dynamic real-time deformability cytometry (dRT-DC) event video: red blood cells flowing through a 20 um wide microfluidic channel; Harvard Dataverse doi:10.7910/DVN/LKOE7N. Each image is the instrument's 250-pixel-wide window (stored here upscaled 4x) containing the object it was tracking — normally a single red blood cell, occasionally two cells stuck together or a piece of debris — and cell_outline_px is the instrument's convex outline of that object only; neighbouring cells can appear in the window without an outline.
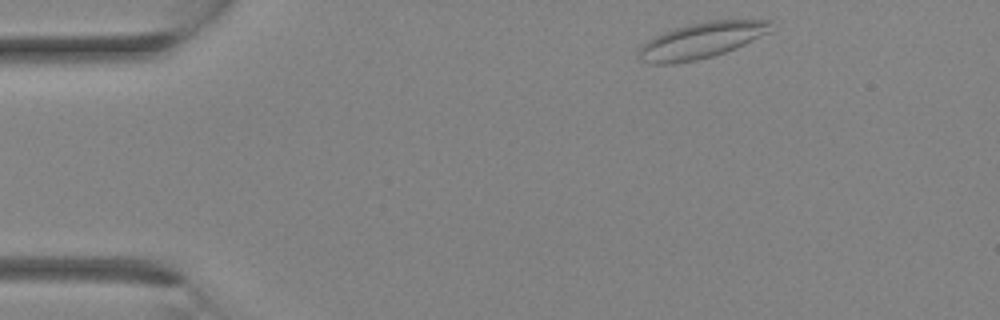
{"species": "Egyptian fruit bat (a non-hibernating species)", "species_latin": "Rousettus aegyptiacus", "temperature_condition": "room temperature", "stored_images_in_passage": 27, "camera_frame_rate_fps": 3000, "um_per_image_px": 0.085, "animal": {"sex": "female"}, "frame": {"image": 1, "passage_image": 1, "time_ms": 0.0, "image_size_px": [1000, 320], "cell_outline_px": [[772, 20], [768, 32], [736, 48], [712, 56], [696, 60], [672, 64], [652, 64], [640, 60], [640, 48], [648, 40], [664, 32], [688, 24], [708, 20]], "centroid_in_image_um": [59.6, 3.44], "position_along_channel_um": 25.4, "area_um2": 27.11}}
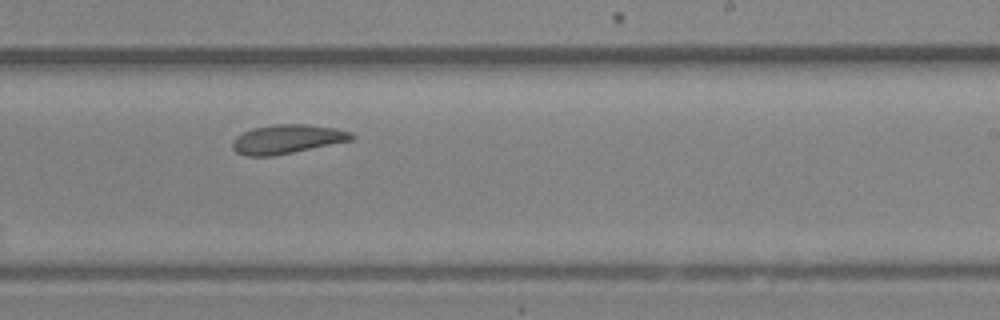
{"frame": {"image": 2, "passage_image": 15, "time_ms": 4.667, "image_size_px": [1000, 320], "cell_outline_px": [[356, 136], [352, 140], [272, 156], [244, 156], [236, 152], [232, 148], [232, 140], [236, 136], [252, 128], [276, 124], [308, 124], [336, 128], [352, 132]], "centroid_in_image_um": [24.39, 11.82], "position_along_channel_um": 264.6, "area_um2": 20.17}}
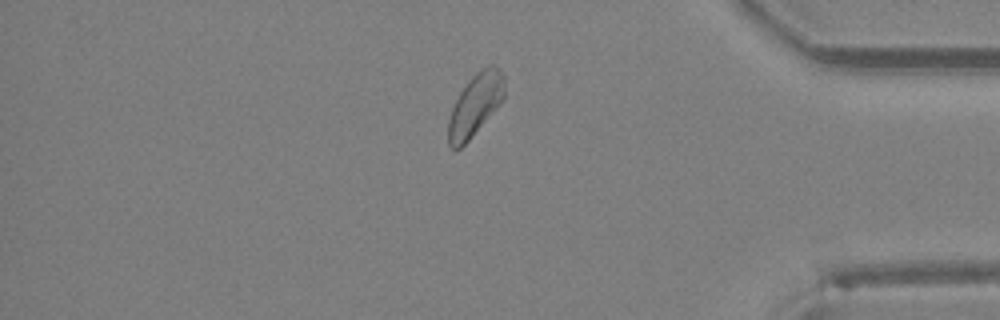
{"frame": {"image": 3, "passage_image": 22, "time_ms": 7.0, "image_size_px": [1000, 320], "cell_outline_px": [[504, 96], [492, 112], [468, 140], [456, 152], [448, 144], [448, 120], [452, 108], [460, 92], [468, 80], [480, 68], [488, 64], [496, 64], [504, 76]], "centroid_in_image_um": [40.38, 8.87], "position_along_channel_um": 394.8, "area_um2": 20.06}}